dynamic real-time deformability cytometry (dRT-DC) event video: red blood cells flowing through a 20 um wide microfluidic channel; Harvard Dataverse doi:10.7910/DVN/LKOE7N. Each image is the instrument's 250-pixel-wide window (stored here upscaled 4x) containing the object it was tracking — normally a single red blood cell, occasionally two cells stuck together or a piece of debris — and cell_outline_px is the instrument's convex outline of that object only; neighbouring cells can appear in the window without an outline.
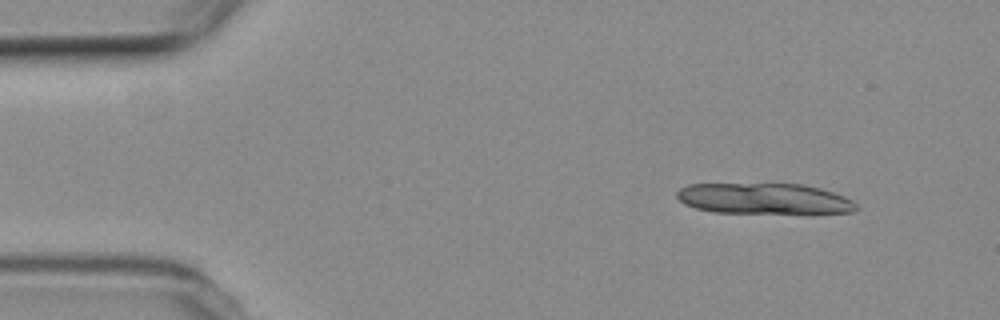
{"species": "common noctule bat (a hibernating species)", "species_latin": "Nyctalus noctula", "temperature_condition": "room temperature", "stored_images_in_passage": 4, "camera_frame_rate_fps": 3000, "um_per_image_px": 0.085, "animal": {"sex": "female", "body_mass_g": 19.3, "forearm_length_mm": 54.1}, "frame": {"image": 1, "passage_image": 2, "time_ms": 1.333, "image_size_px": [1000, 320], "cell_outline_px": [[860, 208], [852, 212], [712, 212], [696, 208], [684, 204], [676, 196], [676, 192], [680, 188], [688, 184], [804, 184], [820, 188], [844, 196], [852, 200]], "centroid_in_image_um": [64.92, 16.87], "position_along_channel_um": 20.1, "area_um2": 31.79}}